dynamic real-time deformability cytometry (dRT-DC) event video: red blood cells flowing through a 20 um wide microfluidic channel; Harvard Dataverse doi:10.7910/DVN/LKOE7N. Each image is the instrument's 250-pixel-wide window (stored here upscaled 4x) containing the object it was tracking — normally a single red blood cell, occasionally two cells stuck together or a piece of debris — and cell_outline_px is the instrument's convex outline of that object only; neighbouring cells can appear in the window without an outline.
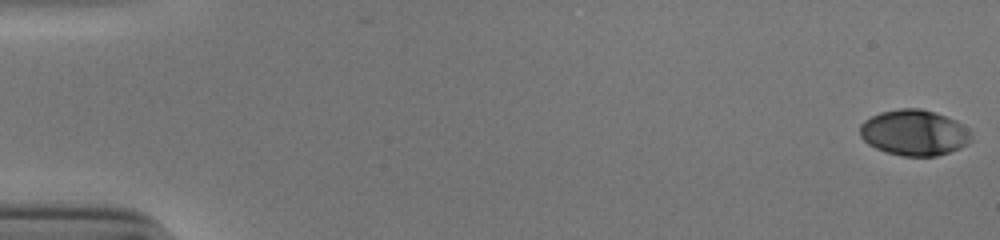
{"species": "human", "species_latin": "Homo sapiens", "temperature_condition": "cold", "stored_images_in_passage": 54, "camera_frame_rate_fps": 3000, "um_per_image_px": 0.085, "donor": {"sex": "male"}, "frame": {"image": 1, "passage_image": 1, "time_ms": 0.0, "image_size_px": [1000, 240], "cell_outline_px": [[972, 140], [968, 144], [960, 148], [936, 156], [904, 156], [884, 152], [868, 144], [860, 136], [860, 124], [864, 120], [880, 112], [900, 108], [920, 108], [936, 112], [956, 120], [972, 136]], "centroid_in_image_um": [77.68, 11.27], "position_along_channel_um": 7.3, "area_um2": 29.71}}
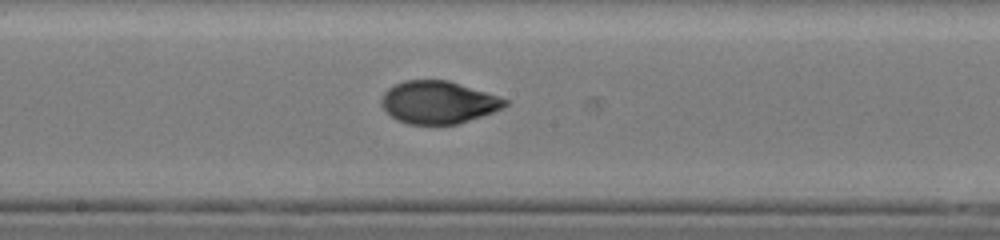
{"frame": {"image": 2, "passage_image": 30, "time_ms": 9.667, "image_size_px": [1000, 240], "cell_outline_px": [[508, 104], [504, 108], [456, 124], [408, 124], [396, 120], [380, 104], [380, 100], [384, 92], [388, 88], [404, 80], [448, 80], [508, 100]], "centroid_in_image_um": [37.21, 8.7], "position_along_channel_um": 211.0, "area_um2": 30.29}}
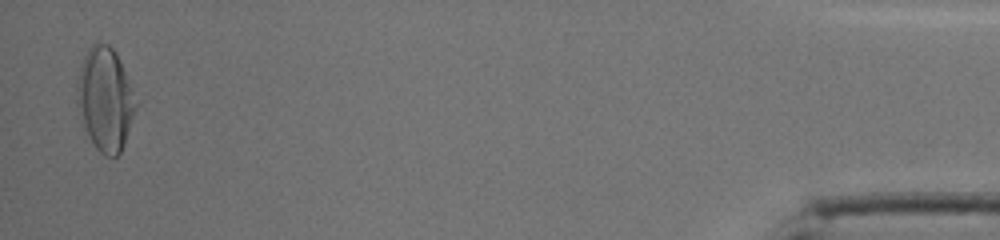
{"frame": {"image": 3, "passage_image": 53, "time_ms": 17.333, "image_size_px": [1000, 240], "cell_outline_px": [[136, 108], [124, 144], [120, 152], [116, 156], [104, 156], [96, 148], [84, 124], [76, 104], [76, 80], [80, 64], [88, 48], [92, 44], [108, 44], [116, 52], [120, 60], [136, 104]], "centroid_in_image_um": [8.9, 8.41], "position_along_channel_um": 426.3, "area_um2": 34.74}, "authors_computed_cell_mechanics": {"area_um2": 30.8074, "velocity_mm_per_s": 3.8882, "shape_relaxation_time_tau1_ms": 4.9656, "shape_relaxation_time_tau2_ms": 1.0357, "deformation_change_tau1": 0.1964, "deformation_change_tau2": 0.0487}}